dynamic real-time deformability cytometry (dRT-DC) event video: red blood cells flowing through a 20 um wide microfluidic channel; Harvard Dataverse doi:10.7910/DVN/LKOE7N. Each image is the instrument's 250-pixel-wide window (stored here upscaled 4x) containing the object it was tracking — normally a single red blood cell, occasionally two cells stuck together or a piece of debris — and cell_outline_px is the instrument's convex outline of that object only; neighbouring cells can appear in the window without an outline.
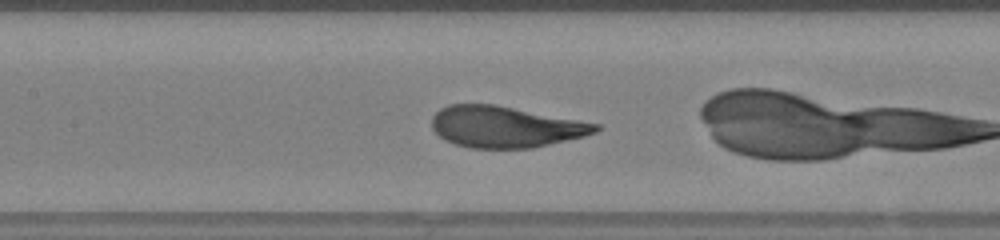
{"species": "human", "species_latin": "Homo sapiens", "temperature_condition": "warm", "stored_images_in_passage": 28, "camera_frame_rate_fps": 3000, "um_per_image_px": 0.085, "donor": {"sex": "female"}, "frame": {"image": 1, "passage_image": 13, "time_ms": 4.0, "image_size_px": [1000, 240], "cell_outline_px": [[600, 128], [596, 132], [584, 136], [532, 148], [472, 148], [456, 144], [444, 140], [432, 128], [432, 116], [440, 108], [448, 104], [492, 104], [600, 124]], "centroid_in_image_um": [42.92, 10.78], "position_along_channel_um": 164.5, "area_um2": 39.07}}